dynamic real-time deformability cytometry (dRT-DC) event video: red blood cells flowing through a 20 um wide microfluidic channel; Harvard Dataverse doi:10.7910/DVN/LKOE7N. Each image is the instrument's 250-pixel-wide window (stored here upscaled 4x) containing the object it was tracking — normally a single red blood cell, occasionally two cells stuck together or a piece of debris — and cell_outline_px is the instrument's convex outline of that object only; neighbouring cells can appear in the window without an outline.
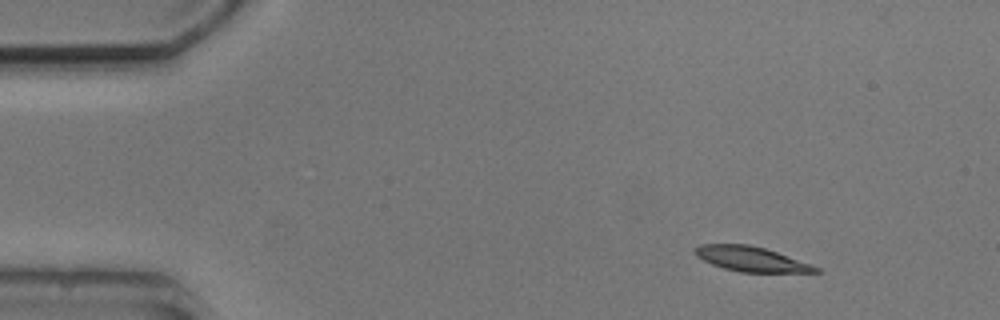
{"species": "common noctule bat (a hibernating species)", "species_latin": "Nyctalus noctula", "temperature_condition": "cold", "stored_images_in_passage": 4, "camera_frame_rate_fps": 3000, "um_per_image_px": 0.085, "animal": {"sex": "male", "body_mass_g": 20.5, "forearm_length_mm": 52.5}, "frame": {"image": 1, "passage_image": 1, "time_ms": 0.0, "image_size_px": [1000, 320], "cell_outline_px": [[824, 272], [740, 272], [724, 268], [712, 264], [696, 256], [692, 252], [692, 248], [700, 244], [748, 244], [764, 248], [812, 264], [820, 268]], "centroid_in_image_um": [63.82, 22.01], "position_along_channel_um": 21.2, "area_um2": 17.51}}